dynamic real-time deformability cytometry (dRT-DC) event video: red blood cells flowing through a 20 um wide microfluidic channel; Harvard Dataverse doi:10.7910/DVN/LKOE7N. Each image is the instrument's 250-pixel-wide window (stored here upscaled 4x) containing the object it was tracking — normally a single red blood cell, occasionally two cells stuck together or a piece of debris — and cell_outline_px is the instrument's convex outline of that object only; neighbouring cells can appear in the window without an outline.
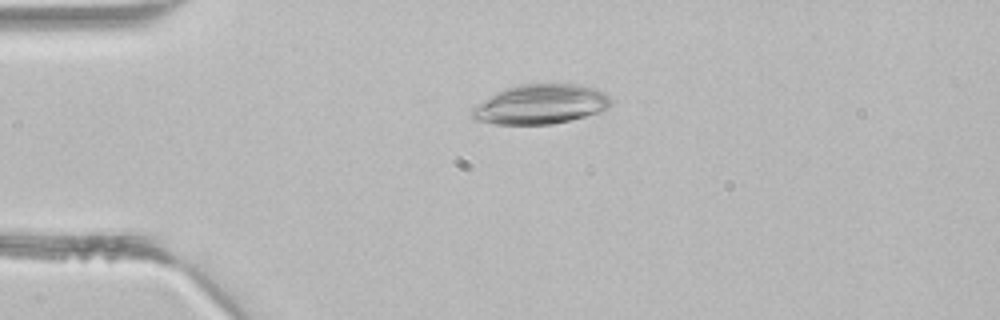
{"species": "common noctule bat (a hibernating species)", "species_latin": "Nyctalus noctula", "temperature_condition": "room temperature", "stored_images_in_passage": 35, "camera_frame_rate_fps": 3000, "um_per_image_px": 0.085, "animal": {"sex": "male", "body_mass_g": 21.5, "forearm_length_mm": 52.0}, "frame": {"image": 1, "passage_image": 2, "time_ms": 0.333, "image_size_px": [1000, 320], "cell_outline_px": [[612, 104], [604, 112], [552, 124], [496, 124], [476, 120], [468, 116], [472, 108], [488, 96], [504, 88], [516, 84], [576, 84], [592, 88], [604, 92], [612, 100]], "centroid_in_image_um": [45.94, 8.86], "position_along_channel_um": 39.1, "area_um2": 32.37}}
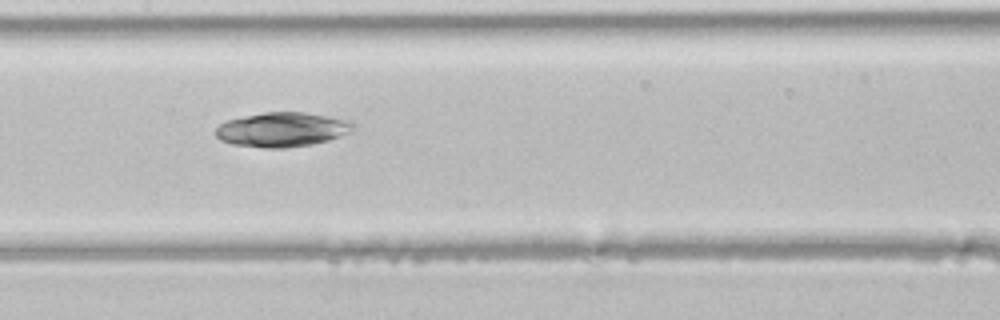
{"frame": {"image": 2, "passage_image": 13, "time_ms": 4.0, "image_size_px": [1000, 320], "cell_outline_px": [[356, 124], [348, 132], [328, 140], [312, 144], [284, 148], [264, 148], [232, 144], [220, 140], [216, 136], [216, 128], [220, 124], [228, 120], [244, 116], [264, 112], [304, 112], [352, 120]], "centroid_in_image_um": [23.98, 11.01], "position_along_channel_um": 183.4, "area_um2": 27.51}}
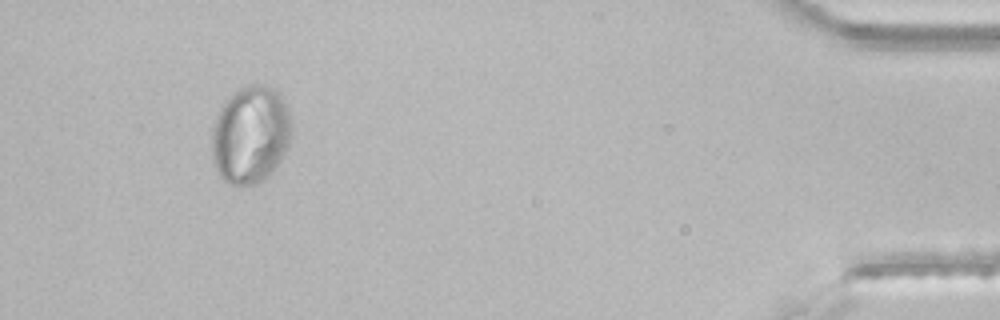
{"frame": {"image": 3, "passage_image": 32, "time_ms": 10.333, "image_size_px": [1000, 320], "cell_outline_px": [[292, 128], [288, 148], [272, 172], [264, 180], [256, 184], [228, 184], [220, 176], [216, 168], [212, 156], [212, 128], [216, 116], [224, 100], [240, 88], [248, 84], [264, 84], [276, 88], [280, 92], [288, 108]], "centroid_in_image_um": [21.31, 11.42], "position_along_channel_um": 413.9, "area_um2": 45.89}}